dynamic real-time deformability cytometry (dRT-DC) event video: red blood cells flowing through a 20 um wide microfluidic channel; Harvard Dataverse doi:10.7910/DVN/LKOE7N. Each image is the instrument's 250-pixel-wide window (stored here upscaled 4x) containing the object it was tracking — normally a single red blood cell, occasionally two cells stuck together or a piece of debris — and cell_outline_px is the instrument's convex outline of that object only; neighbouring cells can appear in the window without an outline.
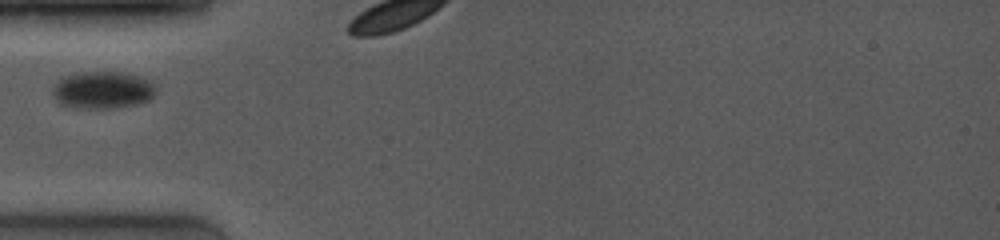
{"species": "common noctule bat (a hibernating species)", "species_latin": "Nyctalus noctula", "temperature_condition": "room temperature", "stored_images_in_passage": 18, "segment_of_instrument_passage": [1, 2], "camera_frame_rate_fps": 4000, "um_per_image_px": 0.085, "animal": {"sex": "female", "body_mass_g": 19.0, "forearm_length_mm": 53.3}, "frame": {"image": 1, "passage_image": 1, "time_ms": 0.0, "image_size_px": [1000, 240], "cell_outline_px": [[156, 92], [148, 100], [136, 104], [116, 108], [88, 108], [60, 104], [56, 100], [52, 92], [52, 84], [56, 80], [72, 72], [120, 72], [140, 76], [152, 80], [156, 88]], "centroid_in_image_um": [8.71, 7.63], "position_along_channel_um": 76.3, "area_um2": 22.72}}